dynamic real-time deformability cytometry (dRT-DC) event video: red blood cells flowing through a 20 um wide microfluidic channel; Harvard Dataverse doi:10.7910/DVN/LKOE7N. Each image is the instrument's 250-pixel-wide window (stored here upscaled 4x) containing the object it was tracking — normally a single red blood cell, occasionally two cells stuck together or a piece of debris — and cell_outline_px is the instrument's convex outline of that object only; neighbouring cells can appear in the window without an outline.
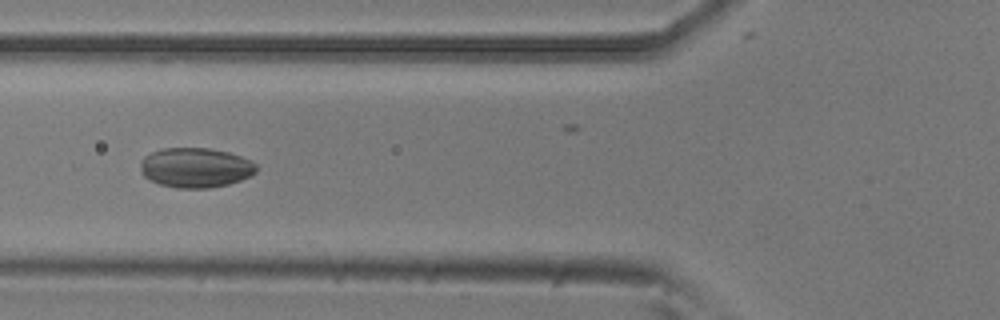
{"species": "common noctule bat (a hibernating species)", "species_latin": "Nyctalus noctula", "temperature_condition": "room temperature", "stored_images_in_passage": 43, "camera_frame_rate_fps": 3000, "um_per_image_px": 0.085, "animal": {"sex": "male", "body_mass_g": 20.5, "forearm_length_mm": 52.5}, "frame": {"image": 1, "passage_image": 20, "time_ms": 6.333, "image_size_px": [1000, 320], "cell_outline_px": [[256, 172], [252, 176], [228, 184], [212, 188], [176, 188], [160, 184], [148, 180], [140, 172], [140, 164], [144, 156], [152, 152], [164, 148], [208, 148], [228, 152], [252, 160], [256, 164]], "centroid_in_image_um": [16.62, 14.26], "position_along_channel_um": 109.2, "area_um2": 27.11}}
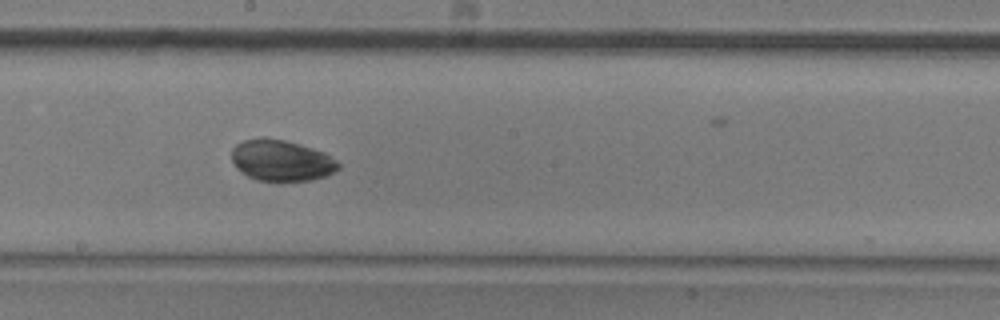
{"frame": {"image": 2, "passage_image": 29, "time_ms": 9.333, "image_size_px": [1000, 320], "cell_outline_px": [[340, 168], [324, 176], [312, 180], [280, 184], [256, 180], [248, 176], [236, 168], [232, 160], [232, 148], [236, 144], [244, 140], [264, 136], [284, 140], [312, 148], [324, 152], [336, 160], [340, 164]], "centroid_in_image_um": [23.9, 13.67], "position_along_channel_um": 224.3, "area_um2": 26.24}}
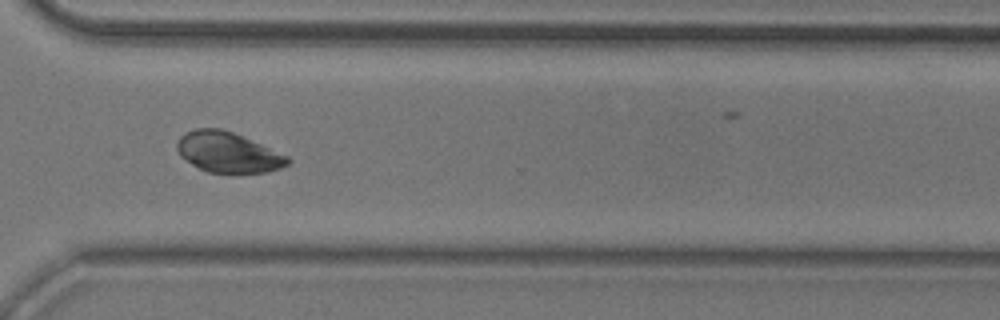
{"frame": {"image": 3, "passage_image": 39, "time_ms": 12.667, "image_size_px": [1000, 320], "cell_outline_px": [[292, 160], [288, 164], [280, 168], [268, 172], [236, 176], [208, 172], [192, 164], [180, 156], [176, 148], [176, 144], [180, 136], [196, 128], [220, 128], [232, 132], [288, 156]], "centroid_in_image_um": [19.39, 13.0], "position_along_channel_um": 351.2, "area_um2": 26.53}}